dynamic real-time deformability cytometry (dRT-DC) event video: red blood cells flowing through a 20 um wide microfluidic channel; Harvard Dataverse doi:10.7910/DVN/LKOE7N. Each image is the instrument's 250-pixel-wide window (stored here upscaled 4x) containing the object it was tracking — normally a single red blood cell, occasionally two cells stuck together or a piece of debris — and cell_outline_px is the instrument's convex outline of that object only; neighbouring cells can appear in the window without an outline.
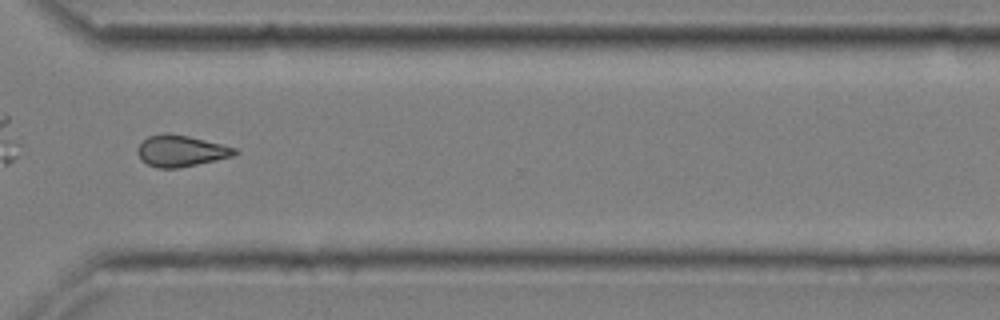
{"species": "common noctule bat (a hibernating species)", "species_latin": "Nyctalus noctula", "temperature_condition": "cold", "stored_images_in_passage": 37, "camera_frame_rate_fps": 3000, "um_per_image_px": 0.085, "animal": {"sex": "male", "body_mass_g": 20.4}, "frame": {"image": 1, "passage_image": 27, "time_ms": 8.667, "image_size_px": [1000, 320], "cell_outline_px": [[240, 152], [232, 156], [216, 160], [180, 168], [156, 168], [140, 160], [136, 152], [136, 148], [148, 136], [164, 132], [168, 132], [188, 136], [236, 148]], "centroid_in_image_um": [15.33, 12.83], "position_along_channel_um": 355.3, "area_um2": 17.86}, "authors_computed_cell_mechanics": {"area_um2": 17.3978, "velocity_mm_per_s": 3.6872, "shape_relaxation_time_tau1_ms": null, "shape_relaxation_time_tau2_ms": 3.1817, "deformation_change_tau1": null, "deformation_change_tau2": 0.0931}}